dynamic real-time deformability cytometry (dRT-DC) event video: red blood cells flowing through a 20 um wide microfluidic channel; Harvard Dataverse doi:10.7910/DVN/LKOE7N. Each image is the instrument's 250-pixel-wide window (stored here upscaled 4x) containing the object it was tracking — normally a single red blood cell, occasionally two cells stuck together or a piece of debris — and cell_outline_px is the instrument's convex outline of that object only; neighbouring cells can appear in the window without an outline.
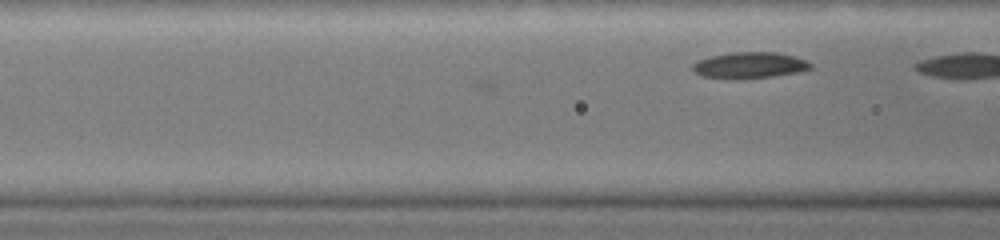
{"species": "common noctule bat (a hibernating species)", "species_latin": "Nyctalus noctula", "temperature_condition": "warm", "stored_images_in_passage": 4, "camera_frame_rate_fps": 3000, "um_per_image_px": 0.085, "animal": {"sex": "female", "body_mass_g": 19.0, "forearm_length_mm": 51.5}, "frame": {"image": 1, "passage_image": 4, "time_ms": 1.333, "image_size_px": [1000, 240], "cell_outline_px": [[812, 68], [796, 72], [772, 76], [704, 76], [692, 72], [692, 64], [696, 60], [712, 56], [732, 52], [776, 52], [792, 56], [804, 60], [812, 64]], "centroid_in_image_um": [63.7, 5.49], "position_along_channel_um": 102.9, "area_um2": 16.99}}